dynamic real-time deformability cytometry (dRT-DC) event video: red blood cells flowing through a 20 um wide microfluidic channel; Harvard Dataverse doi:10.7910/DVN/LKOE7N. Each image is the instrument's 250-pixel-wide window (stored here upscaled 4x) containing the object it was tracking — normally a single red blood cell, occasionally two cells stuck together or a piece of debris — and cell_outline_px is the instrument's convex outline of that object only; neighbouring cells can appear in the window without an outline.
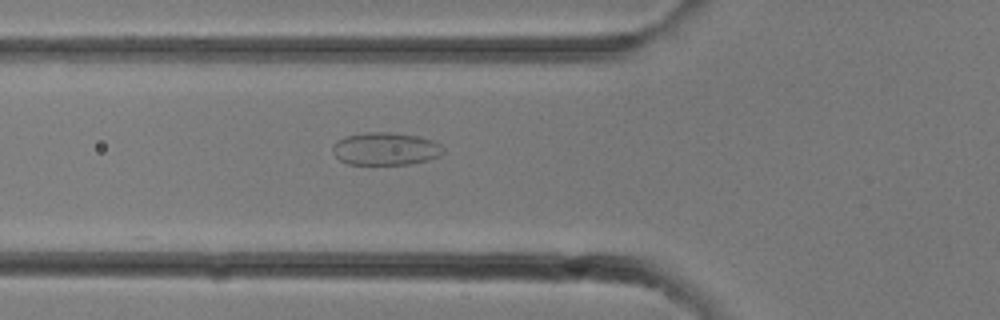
{"species": "common noctule bat (a hibernating species)", "species_latin": "Nyctalus noctula", "temperature_condition": "room temperature", "stored_images_in_passage": 10, "camera_frame_rate_fps": 3000, "um_per_image_px": 0.085, "animal": {"sex": "female"}, "frame": {"image": 1, "passage_image": 5, "time_ms": 1.333, "image_size_px": [1000, 320], "cell_outline_px": [[444, 152], [440, 156], [428, 160], [408, 164], [348, 164], [340, 160], [332, 152], [332, 144], [336, 140], [344, 136], [364, 132], [388, 132], [420, 136], [432, 140], [440, 144], [444, 148]], "centroid_in_image_um": [32.75, 12.64], "position_along_channel_um": 93.0, "area_um2": 21.33}}
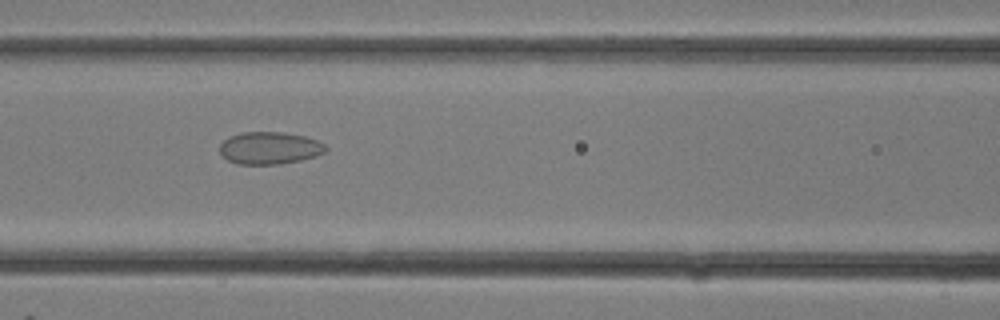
{"frame": {"image": 2, "passage_image": 7, "time_ms": 2.0, "image_size_px": [1000, 320], "cell_outline_px": [[328, 148], [324, 152], [316, 156], [300, 160], [280, 164], [236, 164], [228, 160], [220, 152], [220, 144], [228, 136], [240, 132], [284, 132], [304, 136], [316, 140], [324, 144]], "centroid_in_image_um": [22.9, 12.57], "position_along_channel_um": 143.7, "area_um2": 20.0}}
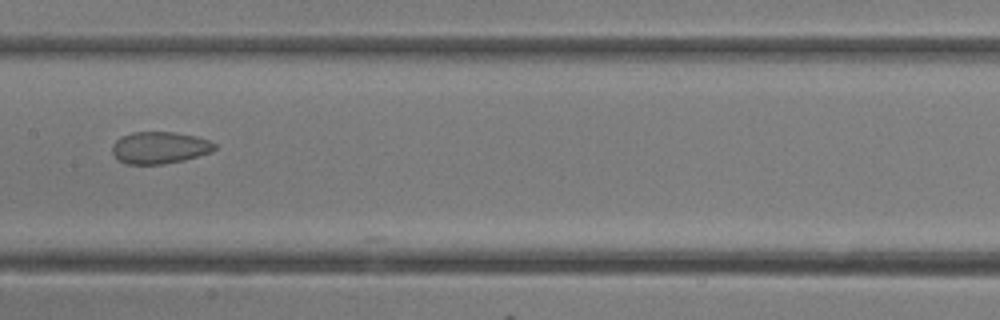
{"frame": {"image": 3, "passage_image": 9, "time_ms": 2.667, "image_size_px": [1000, 320], "cell_outline_px": [[216, 148], [212, 152], [184, 160], [164, 164], [128, 164], [120, 160], [112, 152], [112, 144], [120, 136], [132, 132], [176, 132], [196, 136], [208, 140], [216, 144]], "centroid_in_image_um": [13.58, 12.54], "position_along_channel_um": 193.8, "area_um2": 19.13}}